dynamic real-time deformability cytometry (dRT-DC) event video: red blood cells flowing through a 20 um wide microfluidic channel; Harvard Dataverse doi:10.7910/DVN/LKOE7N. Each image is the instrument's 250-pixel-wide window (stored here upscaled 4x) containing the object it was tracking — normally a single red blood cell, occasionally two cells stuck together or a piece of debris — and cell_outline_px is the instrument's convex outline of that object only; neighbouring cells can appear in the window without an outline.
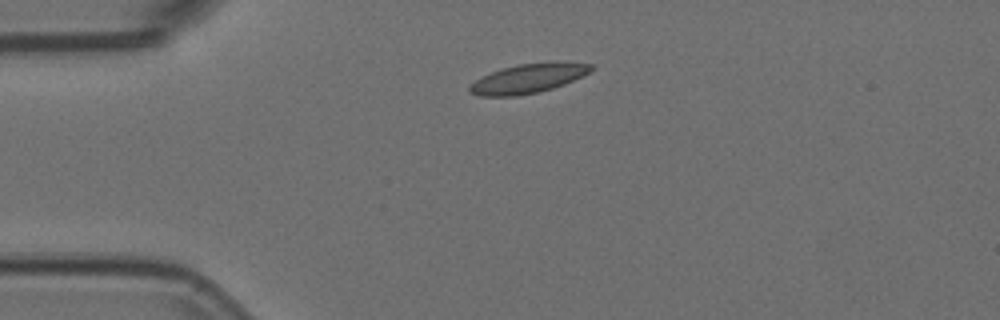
{"species": "Egyptian fruit bat (a non-hibernating species)", "species_latin": "Rousettus aegyptiacus", "temperature_condition": "room temperature", "stored_images_in_passage": 43, "camera_frame_rate_fps": 3000, "um_per_image_px": 0.085, "animal": {"sex": "female"}, "frame": {"image": 1, "passage_image": 1, "time_ms": 0.0, "image_size_px": [1000, 320], "cell_outline_px": [[596, 68], [584, 76], [564, 84], [552, 88], [536, 92], [516, 96], [480, 96], [468, 92], [468, 84], [480, 76], [516, 64], [552, 60], [556, 60], [592, 64]], "centroid_in_image_um": [44.92, 6.64], "position_along_channel_um": 40.1, "area_um2": 21.33}}
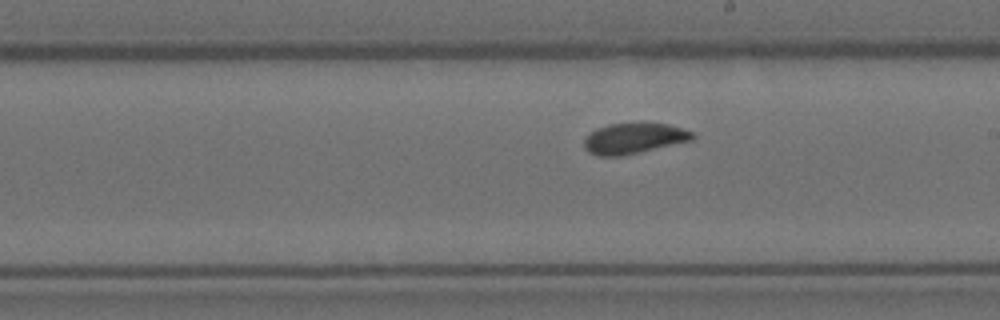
{"frame": {"image": 2, "passage_image": 19, "time_ms": 6.0, "image_size_px": [1000, 320], "cell_outline_px": [[696, 136], [692, 140], [640, 152], [620, 156], [596, 156], [588, 152], [584, 148], [584, 140], [596, 128], [608, 124], [668, 124], [692, 132]], "centroid_in_image_um": [53.85, 11.78], "position_along_channel_um": 235.2, "area_um2": 19.02}}
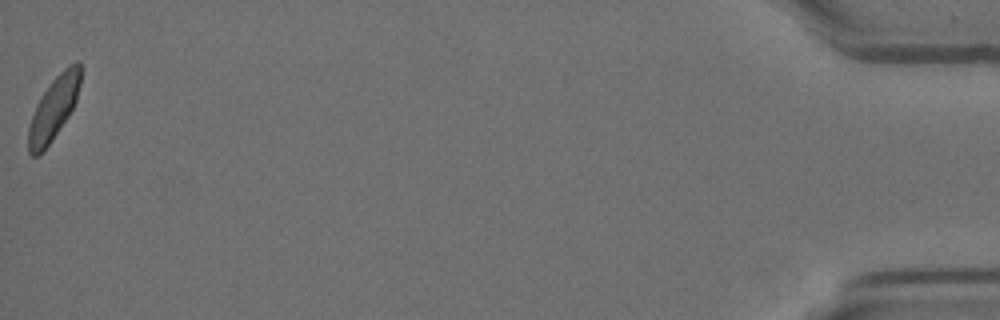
{"frame": {"image": 3, "passage_image": 43, "time_ms": 14.0, "image_size_px": [1000, 320], "cell_outline_px": [[80, 84], [76, 100], [68, 116], [52, 140], [40, 156], [32, 156], [28, 152], [28, 128], [36, 104], [40, 96], [52, 80], [68, 64], [76, 60], [80, 60]], "centroid_in_image_um": [4.55, 9.2], "position_along_channel_um": 430.6, "area_um2": 19.13}, "authors_computed_cell_mechanics": {"area_um2": 19.5942, "velocity_mm_per_s": 3.7007, "shape_relaxation_time_tau1_ms": 5.9084, "shape_relaxation_time_tau2_ms": 0.7814, "deformation_change_tau1": 0.1233, "deformation_change_tau2": 0.0567}}